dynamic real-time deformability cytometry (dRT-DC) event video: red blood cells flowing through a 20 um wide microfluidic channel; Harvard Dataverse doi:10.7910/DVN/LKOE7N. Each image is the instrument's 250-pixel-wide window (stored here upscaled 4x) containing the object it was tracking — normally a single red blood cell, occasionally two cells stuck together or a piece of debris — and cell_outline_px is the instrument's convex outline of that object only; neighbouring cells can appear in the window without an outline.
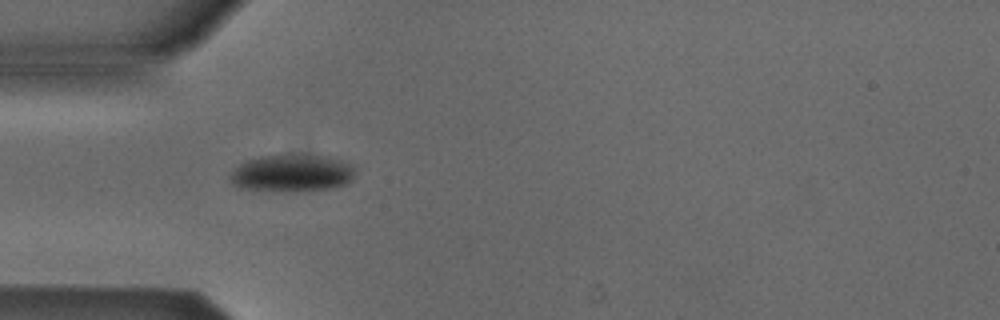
{"species": "Egyptian fruit bat (a non-hibernating species)", "species_latin": "Rousettus aegyptiacus", "temperature_condition": "cold", "stored_images_in_passage": 5, "camera_frame_rate_fps": 3000, "um_per_image_px": 0.085, "animal": {"sex": "male"}, "frame": {"image": 1, "passage_image": 4, "time_ms": 4.333, "image_size_px": [1000, 320], "cell_outline_px": [[356, 172], [352, 180], [348, 184], [328, 188], [296, 192], [292, 192], [240, 188], [232, 184], [228, 176], [240, 164], [248, 160], [260, 156], [328, 156], [352, 164], [356, 168]], "centroid_in_image_um": [24.85, 14.74], "position_along_channel_um": 60.1, "area_um2": 27.05}}
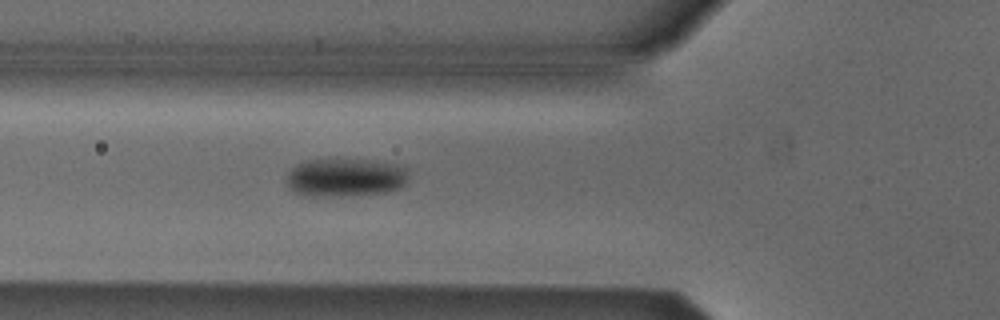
{"frame": {"image": 2, "passage_image": 5, "time_ms": 5.333, "image_size_px": [1000, 320], "cell_outline_px": [[408, 180], [400, 188], [388, 192], [340, 196], [304, 196], [288, 188], [284, 180], [288, 172], [292, 168], [308, 160], [364, 160], [396, 164], [408, 168]], "centroid_in_image_um": [29.35, 15.11], "position_along_channel_um": 96.5, "area_um2": 27.34}}